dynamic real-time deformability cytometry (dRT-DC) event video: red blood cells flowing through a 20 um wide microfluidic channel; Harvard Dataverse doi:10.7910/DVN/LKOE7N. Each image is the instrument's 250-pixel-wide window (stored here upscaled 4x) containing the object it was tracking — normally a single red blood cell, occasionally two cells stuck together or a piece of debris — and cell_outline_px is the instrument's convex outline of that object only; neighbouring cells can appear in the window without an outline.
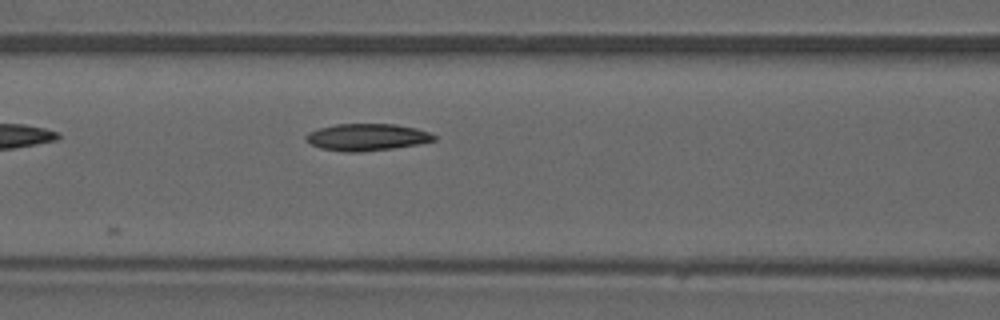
{"species": "common noctule bat (a hibernating species)", "species_latin": "Nyctalus noctula", "temperature_condition": "warm", "stored_images_in_passage": 7, "camera_frame_rate_fps": 3000, "um_per_image_px": 0.085, "animal": {"sex": "male", "forearm_length_mm": 52.5}, "frame": {"image": 1, "passage_image": 7, "time_ms": 2.0, "image_size_px": [1000, 320], "cell_outline_px": [[436, 140], [420, 144], [392, 148], [360, 152], [344, 152], [320, 148], [312, 144], [304, 136], [308, 132], [320, 128], [336, 124], [396, 124], [416, 128], [428, 132], [436, 136]], "centroid_in_image_um": [31.2, 11.66], "position_along_channel_um": 135.4, "area_um2": 20.06}}